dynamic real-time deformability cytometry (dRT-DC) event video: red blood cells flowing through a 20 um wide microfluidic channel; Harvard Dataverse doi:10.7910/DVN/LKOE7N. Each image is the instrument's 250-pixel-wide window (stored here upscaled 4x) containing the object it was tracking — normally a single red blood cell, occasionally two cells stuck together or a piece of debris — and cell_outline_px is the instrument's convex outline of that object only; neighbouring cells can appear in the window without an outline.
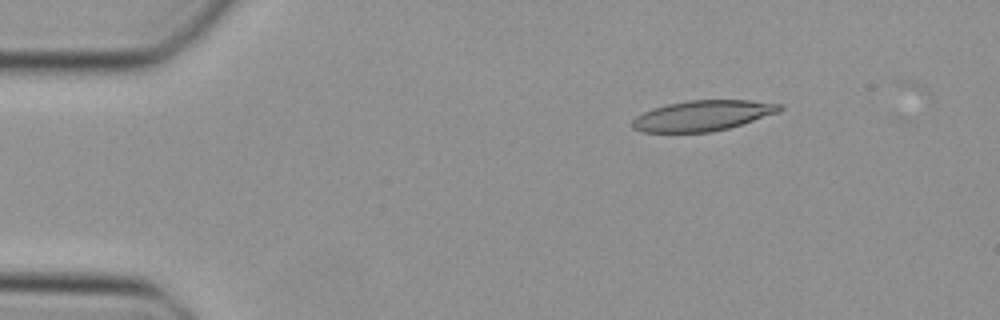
{"species": "Egyptian fruit bat (a non-hibernating species)", "species_latin": "Rousettus aegyptiacus", "temperature_condition": "cold", "stored_images_in_passage": 4, "camera_frame_rate_fps": 3000, "um_per_image_px": 0.085, "animal": {"sex": "female"}, "frame": {"image": 1, "passage_image": 2, "time_ms": 0.333, "image_size_px": [1000, 320], "cell_outline_px": [[784, 108], [780, 112], [728, 128], [712, 132], [640, 132], [632, 128], [632, 120], [636, 116], [652, 108], [668, 104], [688, 100], [748, 100], [784, 104]], "centroid_in_image_um": [59.74, 9.82], "position_along_channel_um": 25.3, "area_um2": 26.24}}